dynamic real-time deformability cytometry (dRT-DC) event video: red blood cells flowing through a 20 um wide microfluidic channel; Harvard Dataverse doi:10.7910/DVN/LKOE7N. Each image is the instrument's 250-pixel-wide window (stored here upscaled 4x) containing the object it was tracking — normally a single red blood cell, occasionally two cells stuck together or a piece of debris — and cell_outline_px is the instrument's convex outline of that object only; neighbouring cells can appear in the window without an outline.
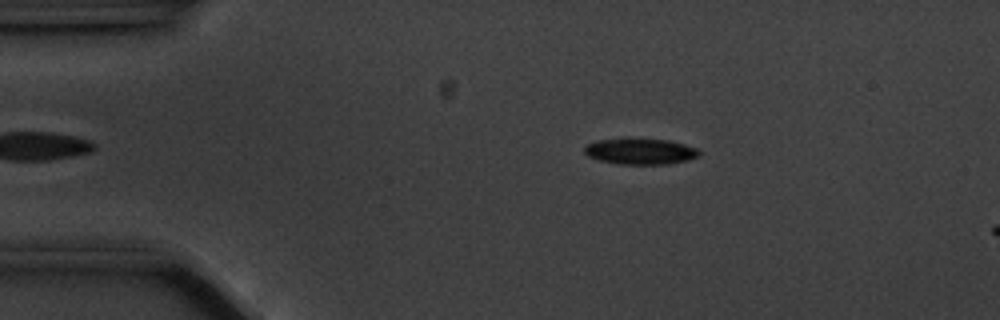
{"species": "common noctule bat (a hibernating species)", "species_latin": "Nyctalus noctula", "temperature_condition": "cold", "stored_images_in_passage": 9, "camera_frame_rate_fps": 3000, "um_per_image_px": 0.085, "animal": {"sex": "male", "body_mass_g": 20.1, "forearm_length_mm": 53.5}, "frame": {"image": 1, "passage_image": 3, "time_ms": 0.667, "image_size_px": [1000, 320], "cell_outline_px": [[700, 156], [668, 164], [616, 164], [600, 160], [588, 156], [584, 152], [584, 148], [588, 144], [596, 140], [624, 136], [628, 136], [668, 140], [684, 144], [696, 148], [700, 152]], "centroid_in_image_um": [54.37, 12.82], "position_along_channel_um": 30.6, "area_um2": 17.92}}